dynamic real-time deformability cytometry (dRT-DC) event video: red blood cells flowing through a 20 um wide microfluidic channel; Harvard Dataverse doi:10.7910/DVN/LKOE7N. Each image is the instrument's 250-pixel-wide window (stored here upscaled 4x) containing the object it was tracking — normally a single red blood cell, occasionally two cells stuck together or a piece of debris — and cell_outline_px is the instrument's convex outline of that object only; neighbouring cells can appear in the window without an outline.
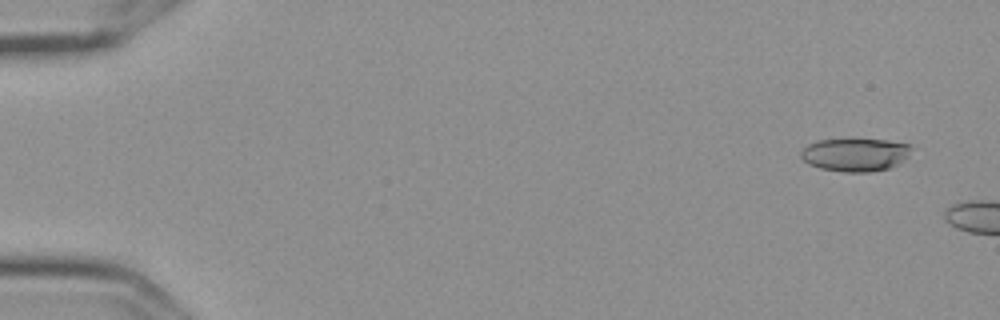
{"species": "Egyptian fruit bat (a non-hibernating species)", "species_latin": "Rousettus aegyptiacus", "temperature_condition": "cold", "stored_images_in_passage": 2, "camera_frame_rate_fps": 3000, "um_per_image_px": 0.085, "frame": {"image": 1, "passage_image": 1, "time_ms": 0.0, "image_size_px": [1000, 320], "cell_outline_px": [[912, 148], [908, 156], [896, 164], [888, 168], [872, 172], [844, 172], [820, 168], [808, 164], [800, 156], [800, 152], [808, 144], [820, 140], [848, 136], [852, 136], [888, 140], [908, 144]], "centroid_in_image_um": [72.67, 13.09], "position_along_channel_um": 12.3, "area_um2": 22.08}}